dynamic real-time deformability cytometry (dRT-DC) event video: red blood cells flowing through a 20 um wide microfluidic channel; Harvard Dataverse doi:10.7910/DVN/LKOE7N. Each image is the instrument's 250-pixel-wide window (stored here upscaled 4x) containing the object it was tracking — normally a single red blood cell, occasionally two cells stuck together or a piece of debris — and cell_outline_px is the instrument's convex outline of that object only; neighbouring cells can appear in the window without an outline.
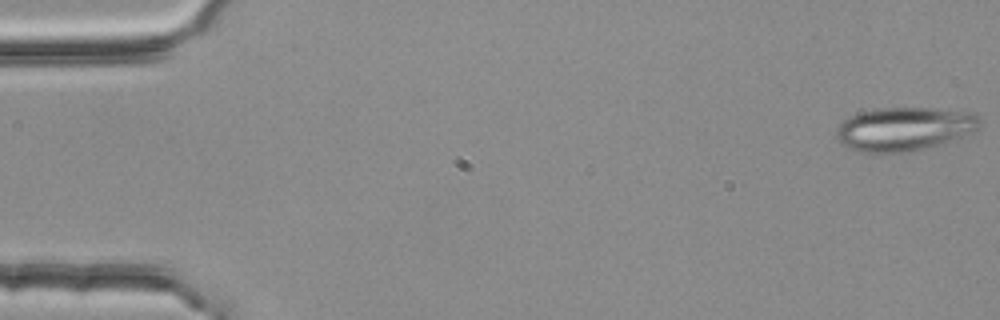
{"species": "common noctule bat (a hibernating species)", "species_latin": "Nyctalus noctula", "temperature_condition": "room temperature", "stored_images_in_passage": 4, "camera_frame_rate_fps": 3000, "um_per_image_px": 0.085, "animal": {"sex": "female", "body_mass_g": 25.1}, "frame": {"image": 1, "passage_image": 1, "time_ms": 0.0, "image_size_px": [1000, 320], "cell_outline_px": [[980, 124], [972, 132], [936, 144], [908, 152], [864, 152], [840, 144], [836, 140], [836, 132], [840, 124], [844, 120], [860, 112], [876, 108], [932, 108], [976, 112], [980, 120]], "centroid_in_image_um": [76.84, 10.93], "position_along_channel_um": 8.2, "area_um2": 35.95}}